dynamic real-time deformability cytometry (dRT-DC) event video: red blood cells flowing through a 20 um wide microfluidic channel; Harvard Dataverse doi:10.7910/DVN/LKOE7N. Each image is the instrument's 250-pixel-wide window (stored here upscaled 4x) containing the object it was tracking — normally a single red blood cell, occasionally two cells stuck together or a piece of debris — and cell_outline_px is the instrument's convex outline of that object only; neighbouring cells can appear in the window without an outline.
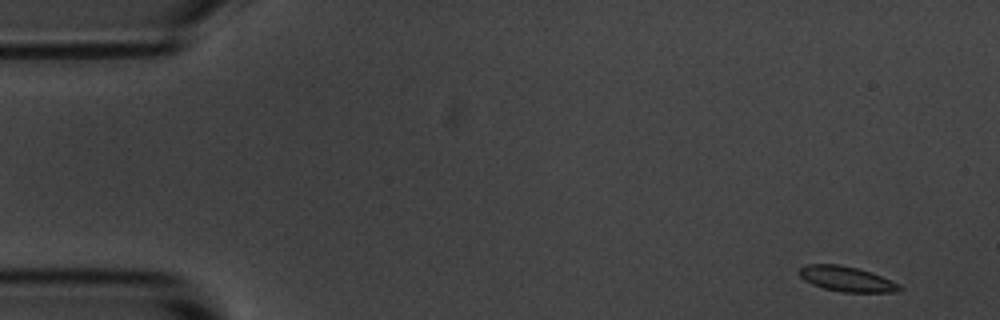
{"species": "common noctule bat (a hibernating species)", "species_latin": "Nyctalus noctula", "temperature_condition": "room temperature", "stored_images_in_passage": 4, "camera_frame_rate_fps": 3000, "um_per_image_px": 0.085, "animal": {"sex": "male", "body_mass_g": 20.1, "forearm_length_mm": 53.5}, "frame": {"image": 1, "passage_image": 1, "time_ms": 0.0, "image_size_px": [1000, 320], "cell_outline_px": [[904, 288], [900, 292], [840, 292], [824, 288], [812, 284], [804, 280], [796, 272], [800, 268], [808, 264], [840, 264], [856, 268], [880, 276], [900, 284]], "centroid_in_image_um": [71.95, 23.72], "position_along_channel_um": 13.0, "area_um2": 14.68}}
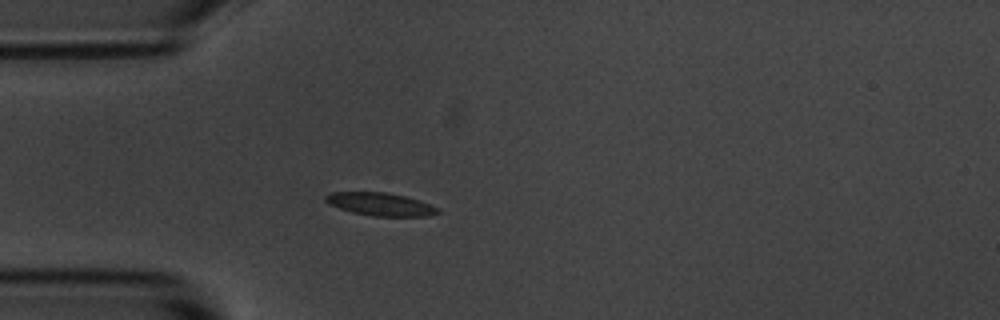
{"frame": {"image": 2, "passage_image": 4, "time_ms": 4.0, "image_size_px": [1000, 320], "cell_outline_px": [[440, 212], [428, 216], [372, 216], [352, 212], [328, 204], [324, 200], [324, 196], [332, 192], [388, 192], [404, 196], [440, 208]], "centroid_in_image_um": [32.3, 17.36], "position_along_channel_um": 52.7, "area_um2": 14.91}}